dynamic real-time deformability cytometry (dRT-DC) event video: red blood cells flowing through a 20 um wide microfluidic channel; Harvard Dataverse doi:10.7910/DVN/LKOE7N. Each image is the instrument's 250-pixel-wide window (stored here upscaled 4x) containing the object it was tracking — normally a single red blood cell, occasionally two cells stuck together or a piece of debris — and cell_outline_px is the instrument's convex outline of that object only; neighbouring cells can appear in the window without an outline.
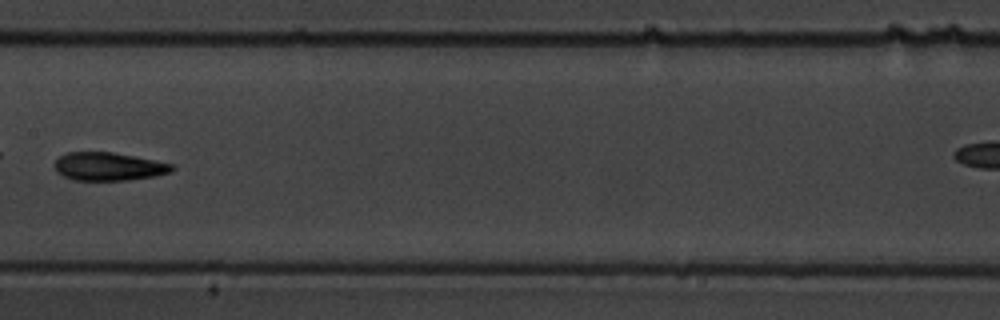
{"species": "common noctule bat (a hibernating species)", "species_latin": "Nyctalus noctula", "temperature_condition": "warm", "stored_images_in_passage": 8, "segment_of_instrument_passage": [1, 2], "camera_frame_rate_fps": 3000, "um_per_image_px": 0.085, "animal": {"sex": "male", "body_mass_g": 19.5, "forearm_length_mm": 54.6}, "frame": {"image": 1, "passage_image": 5, "time_ms": 5.0, "image_size_px": [1000, 320], "cell_outline_px": [[176, 168], [172, 172], [152, 176], [128, 180], [72, 180], [56, 172], [52, 164], [60, 156], [68, 152], [112, 152], [172, 164]], "centroid_in_image_um": [9.18, 14.16], "position_along_channel_um": 198.2, "area_um2": 19.19}}
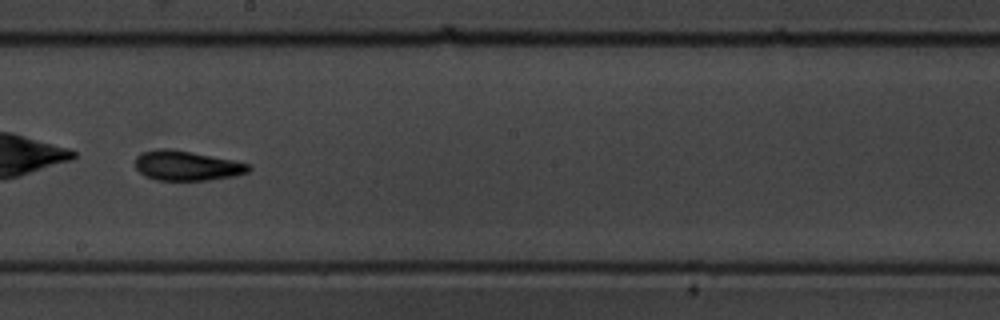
{"frame": {"image": 2, "passage_image": 6, "time_ms": 6.0, "image_size_px": [1000, 320], "cell_outline_px": [[252, 168], [248, 172], [232, 176], [208, 180], [156, 180], [144, 176], [136, 168], [136, 156], [144, 152], [164, 148], [188, 152], [232, 160], [248, 164]], "centroid_in_image_um": [15.85, 14.1], "position_along_channel_um": 232.3, "area_um2": 19.19}}
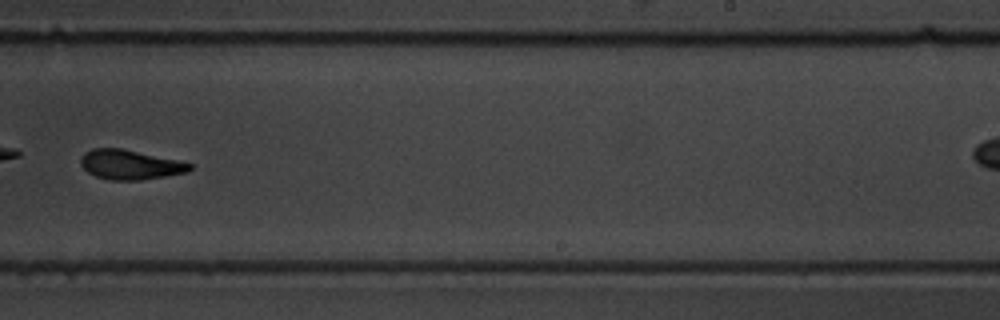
{"frame": {"image": 3, "passage_image": 7, "time_ms": 7.333, "image_size_px": [1000, 320], "cell_outline_px": [[192, 168], [188, 172], [140, 180], [108, 180], [96, 176], [88, 172], [80, 164], [80, 160], [84, 152], [92, 148], [120, 148], [176, 160], [192, 164]], "centroid_in_image_um": [11.01, 14.0], "position_along_channel_um": 278.0, "area_um2": 18.61}}